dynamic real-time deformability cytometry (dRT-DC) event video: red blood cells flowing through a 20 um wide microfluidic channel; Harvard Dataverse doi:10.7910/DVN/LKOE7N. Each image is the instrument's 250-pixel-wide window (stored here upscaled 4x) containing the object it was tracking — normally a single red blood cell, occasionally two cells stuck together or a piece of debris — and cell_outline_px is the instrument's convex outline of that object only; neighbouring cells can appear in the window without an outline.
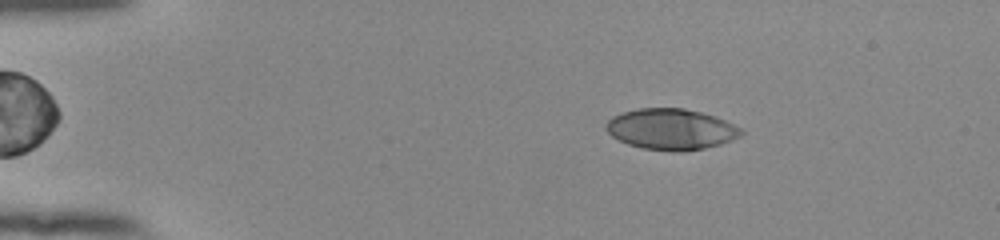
{"species": "human", "species_latin": "Homo sapiens", "temperature_condition": "room temperature", "stored_images_in_passage": 53, "camera_frame_rate_fps": 3000, "um_per_image_px": 0.085, "donor": {"sex": "female"}, "frame": {"image": 1, "passage_image": 9, "time_ms": 2.667, "image_size_px": [1000, 240], "cell_outline_px": [[744, 132], [740, 136], [732, 140], [720, 144], [704, 148], [680, 152], [672, 152], [644, 148], [628, 144], [612, 136], [604, 128], [604, 124], [612, 116], [636, 108], [684, 108], [716, 116], [740, 128]], "centroid_in_image_um": [57.02, 10.98], "position_along_channel_um": 28.0, "area_um2": 32.25}}
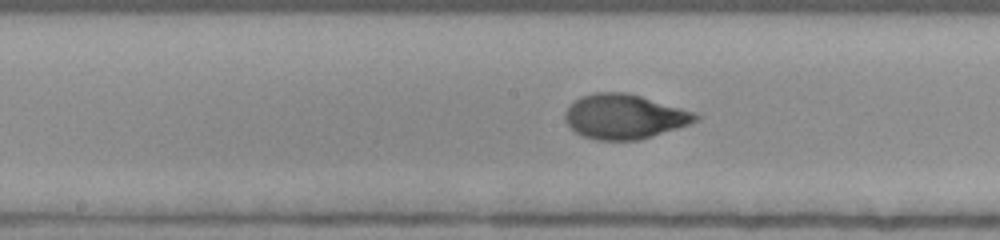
{"frame": {"image": 2, "passage_image": 28, "time_ms": 9.0, "image_size_px": [1000, 240], "cell_outline_px": [[700, 120], [640, 140], [596, 140], [584, 136], [576, 132], [564, 120], [564, 112], [580, 96], [592, 92], [628, 92], [696, 112], [700, 116]], "centroid_in_image_um": [53.08, 9.9], "position_along_channel_um": 195.1, "area_um2": 33.99}}
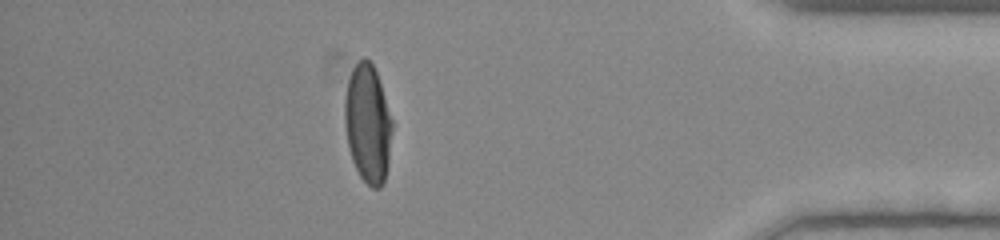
{"frame": {"image": 3, "passage_image": 47, "time_ms": 15.333, "image_size_px": [1000, 240], "cell_outline_px": [[392, 128], [388, 164], [384, 184], [380, 188], [372, 188], [360, 176], [352, 160], [348, 148], [344, 124], [344, 96], [348, 80], [352, 68], [364, 56], [372, 64], [376, 72], [392, 120]], "centroid_in_image_um": [31.24, 10.53], "position_along_channel_um": 404.0, "area_um2": 32.77}, "authors_computed_cell_mechanics": {"area_um2": 33.524, "velocity_mm_per_s": 3.8777, "shape_relaxation_time_tau1_ms": 4.2704, "shape_relaxation_time_tau2_ms": null, "deformation_change_tau1": 0.242, "deformation_change_tau2": null}}